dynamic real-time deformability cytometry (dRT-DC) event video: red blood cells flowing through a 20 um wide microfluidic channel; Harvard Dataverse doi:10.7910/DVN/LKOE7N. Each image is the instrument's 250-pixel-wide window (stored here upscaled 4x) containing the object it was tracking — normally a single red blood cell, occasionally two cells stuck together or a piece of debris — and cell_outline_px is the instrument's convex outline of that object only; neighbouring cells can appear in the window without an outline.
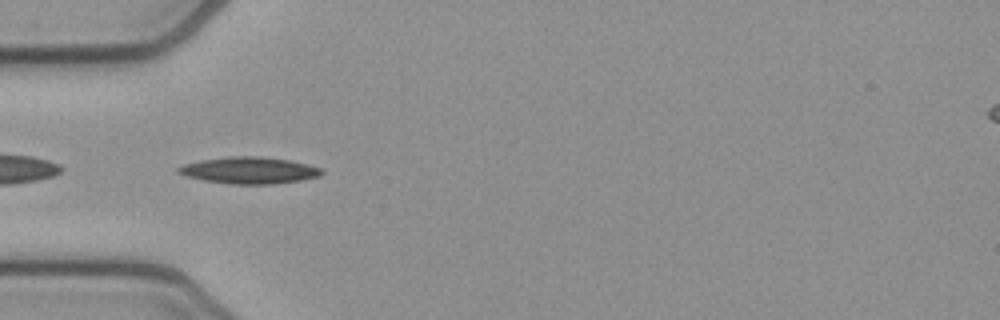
{"species": "common noctule bat (a hibernating species)", "species_latin": "Nyctalus noctula", "temperature_condition": "cold", "stored_images_in_passage": 54, "camera_frame_rate_fps": 3000, "um_per_image_px": 0.085, "animal": {"sex": "female", "body_mass_g": 21.9}, "frame": {"image": 1, "passage_image": 17, "time_ms": 5.333, "image_size_px": [1000, 320], "cell_outline_px": [[324, 172], [320, 176], [300, 180], [272, 184], [232, 184], [204, 180], [188, 176], [176, 172], [176, 168], [184, 164], [200, 160], [228, 156], [260, 156], [288, 160], [324, 168]], "centroid_in_image_um": [21.19, 14.47], "position_along_channel_um": 63.8, "area_um2": 22.25}}
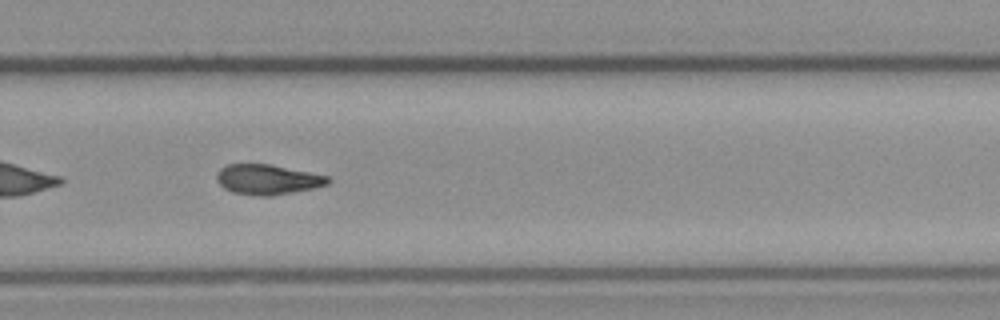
{"frame": {"image": 2, "passage_image": 36, "time_ms": 11.667, "image_size_px": [1000, 320], "cell_outline_px": [[332, 180], [328, 184], [312, 188], [272, 196], [260, 196], [236, 192], [224, 188], [216, 180], [216, 172], [220, 168], [228, 164], [268, 164], [328, 176]], "centroid_in_image_um": [22.72, 15.25], "position_along_channel_um": 307.1, "area_um2": 19.25}}
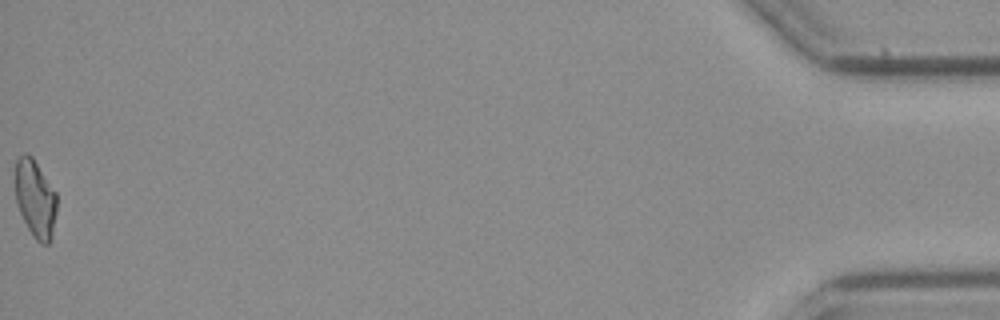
{"frame": {"image": 3, "passage_image": 54, "time_ms": 17.667, "image_size_px": [1000, 320], "cell_outline_px": [[56, 212], [52, 240], [48, 244], [40, 244], [36, 240], [28, 228], [16, 204], [16, 160], [24, 152], [28, 152], [32, 156], [56, 192]], "centroid_in_image_um": [3.01, 16.89], "position_along_channel_um": 432.2, "area_um2": 18.84}}